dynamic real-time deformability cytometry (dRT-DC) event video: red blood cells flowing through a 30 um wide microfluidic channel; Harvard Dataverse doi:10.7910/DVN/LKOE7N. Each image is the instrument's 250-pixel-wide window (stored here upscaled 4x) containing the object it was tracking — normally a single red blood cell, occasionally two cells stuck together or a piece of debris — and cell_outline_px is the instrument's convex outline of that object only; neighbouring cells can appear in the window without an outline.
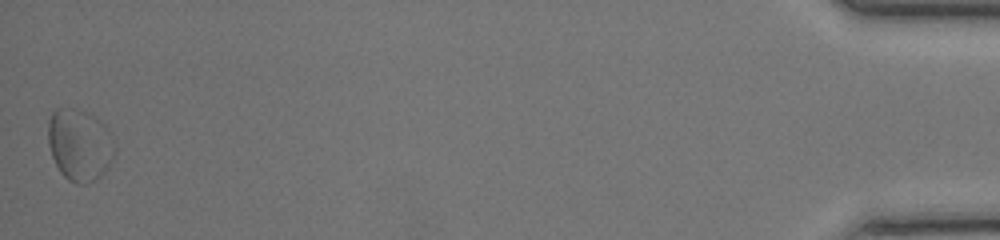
{"species": "common noctule bat (a hibernating species)", "species_latin": "Nyctalus noctula", "temperature_condition": "room temperature", "stored_images_in_passage": 41, "segment_of_instrument_passage": [2, 2], "camera_frame_rate_fps": 3000, "um_per_image_px": 0.085, "animal": {"sex": "female", "body_mass_g": 17.0, "forearm_length_mm": 48.0}, "frame": {"image": 1, "passage_image": 41, "time_ms": 13.333, "image_size_px": [1000, 240], "cell_outline_px": [[116, 152], [108, 168], [100, 176], [88, 184], [76, 184], [68, 180], [60, 172], [52, 156], [48, 144], [48, 120], [52, 112], [56, 108], [76, 108], [92, 112], [104, 124], [116, 148]], "centroid_in_image_um": [6.77, 12.29], "position_along_channel_um": 428.4, "area_um2": 28.38}}